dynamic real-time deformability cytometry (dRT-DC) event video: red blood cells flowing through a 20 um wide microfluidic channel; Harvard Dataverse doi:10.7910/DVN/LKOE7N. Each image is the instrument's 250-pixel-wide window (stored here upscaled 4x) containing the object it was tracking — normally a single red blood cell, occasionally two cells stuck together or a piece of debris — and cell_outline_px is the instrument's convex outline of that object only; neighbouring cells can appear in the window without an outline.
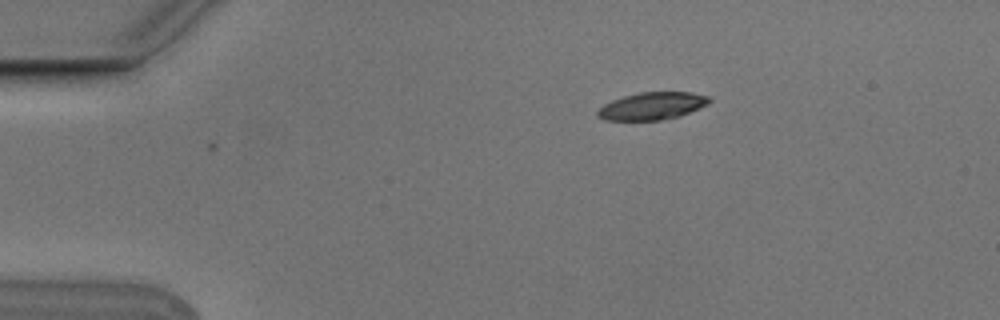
{"species": "Egyptian fruit bat (a non-hibernating species)", "species_latin": "Rousettus aegyptiacus", "temperature_condition": "cold", "stored_images_in_passage": 3, "camera_frame_rate_fps": 3000, "um_per_image_px": 0.085, "animal": {"sex": "male"}, "frame": {"image": 1, "passage_image": 1, "time_ms": 0.0, "image_size_px": [1000, 320], "cell_outline_px": [[712, 100], [708, 104], [700, 108], [680, 116], [660, 120], [604, 120], [596, 116], [596, 112], [604, 104], [612, 100], [624, 96], [640, 92], [692, 92], [708, 96]], "centroid_in_image_um": [55.44, 9.01], "position_along_channel_um": 29.6, "area_um2": 17.92}}